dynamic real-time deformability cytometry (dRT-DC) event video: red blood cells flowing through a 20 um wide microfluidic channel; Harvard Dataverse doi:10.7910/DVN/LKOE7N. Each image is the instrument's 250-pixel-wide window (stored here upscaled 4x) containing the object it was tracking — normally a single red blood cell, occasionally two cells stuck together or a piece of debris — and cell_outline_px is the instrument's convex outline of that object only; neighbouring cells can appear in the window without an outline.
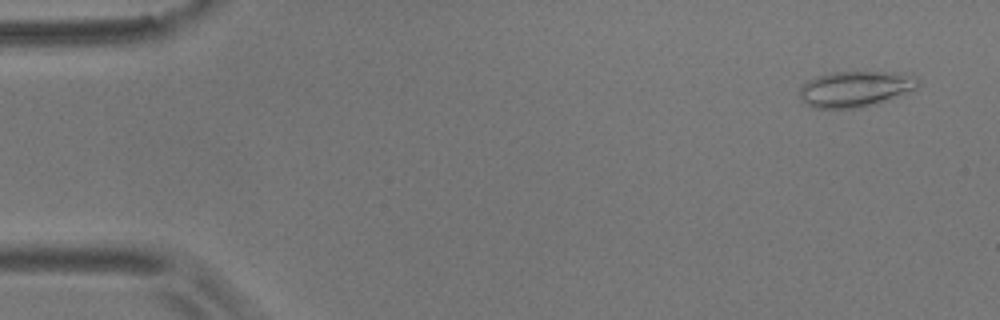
{"species": "common noctule bat (a hibernating species)", "species_latin": "Nyctalus noctula", "temperature_condition": "room temperature", "stored_images_in_passage": 12, "camera_frame_rate_fps": 3000, "um_per_image_px": 0.085, "animal": {"sex": "male", "body_mass_g": 17.9}, "frame": {"image": 1, "passage_image": 4, "time_ms": 1.0, "image_size_px": [1000, 320], "cell_outline_px": [[904, 88], [888, 96], [876, 100], [860, 104], [816, 104], [812, 100], [804, 88], [816, 80], [832, 76], [888, 76], [900, 80]], "centroid_in_image_um": [72.44, 7.59], "position_along_channel_um": 12.6, "area_um2": 16.13}}